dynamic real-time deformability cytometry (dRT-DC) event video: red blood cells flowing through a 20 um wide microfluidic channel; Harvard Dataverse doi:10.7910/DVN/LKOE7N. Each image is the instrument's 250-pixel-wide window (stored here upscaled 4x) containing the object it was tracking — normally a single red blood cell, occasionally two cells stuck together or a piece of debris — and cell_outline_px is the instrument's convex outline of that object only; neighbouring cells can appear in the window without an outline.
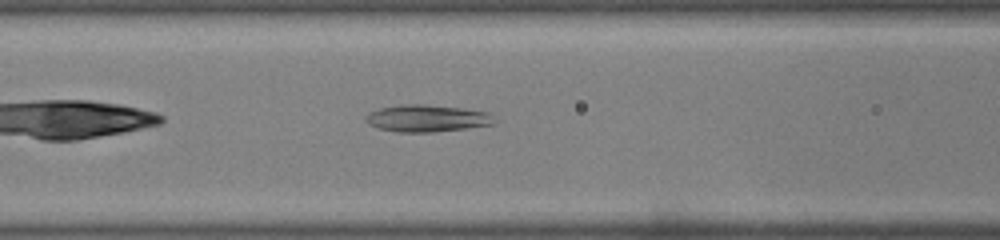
{"species": "common noctule bat (a hibernating species)", "species_latin": "Nyctalus noctula", "temperature_condition": "warm", "stored_images_in_passage": 31, "camera_frame_rate_fps": 3000, "um_per_image_px": 0.085, "animal": {"sex": "male", "body_mass_g": 19.0, "forearm_length_mm": 50.8}, "frame": {"image": 1, "passage_image": 6, "time_ms": 1.667, "image_size_px": [1000, 240], "cell_outline_px": [[496, 124], [432, 132], [396, 132], [380, 128], [368, 124], [364, 120], [364, 116], [368, 112], [380, 108], [404, 104], [428, 104], [492, 112]], "centroid_in_image_um": [36.29, 10.05], "position_along_channel_um": 130.3, "area_um2": 20.4}}
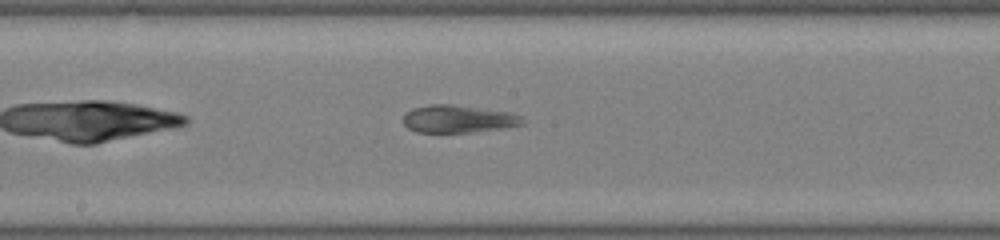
{"frame": {"image": 2, "passage_image": 11, "time_ms": 3.333, "image_size_px": [1000, 240], "cell_outline_px": [[524, 124], [504, 128], [472, 132], [416, 132], [408, 128], [404, 124], [404, 112], [412, 108], [428, 104], [452, 104], [512, 112], [520, 116], [524, 120]], "centroid_in_image_um": [38.94, 10.1], "position_along_channel_um": 209.3, "area_um2": 19.36}}
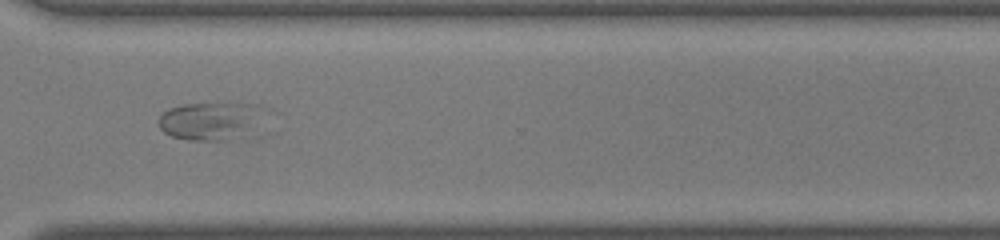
{"frame": {"image": 3, "passage_image": 20, "time_ms": 6.333, "image_size_px": [1000, 240], "cell_outline_px": [[276, 112], [248, 140], [188, 140], [172, 136], [164, 132], [160, 128], [160, 116], [168, 108], [184, 104], [256, 104]], "centroid_in_image_um": [18.23, 10.31], "position_along_channel_um": 352.4, "area_um2": 25.2}}